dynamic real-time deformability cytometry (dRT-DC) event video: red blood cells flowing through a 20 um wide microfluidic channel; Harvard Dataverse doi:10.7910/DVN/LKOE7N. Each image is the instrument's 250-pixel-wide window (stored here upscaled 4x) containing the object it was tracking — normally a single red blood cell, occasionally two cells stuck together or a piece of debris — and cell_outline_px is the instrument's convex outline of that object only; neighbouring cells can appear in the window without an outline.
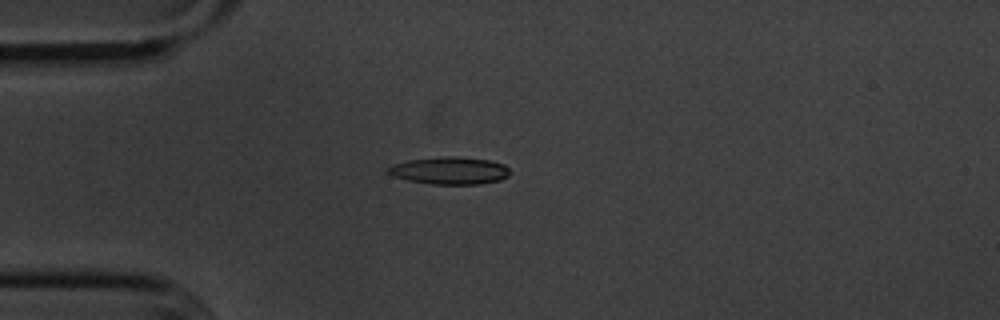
{"species": "common noctule bat (a hibernating species)", "species_latin": "Nyctalus noctula", "temperature_condition": "cold", "stored_images_in_passage": 7, "camera_frame_rate_fps": 3000, "um_per_image_px": 0.085, "animal": {"sex": "male", "body_mass_g": 20.1, "forearm_length_mm": 53.5}, "frame": {"image": 1, "passage_image": 4, "time_ms": 3.333, "image_size_px": [1000, 320], "cell_outline_px": [[508, 176], [500, 180], [476, 184], [432, 184], [408, 180], [392, 176], [384, 172], [384, 168], [392, 164], [408, 160], [444, 156], [456, 156], [488, 160], [504, 164], [508, 168]], "centroid_in_image_um": [38.14, 14.49], "position_along_channel_um": 46.9, "area_um2": 19.54}}
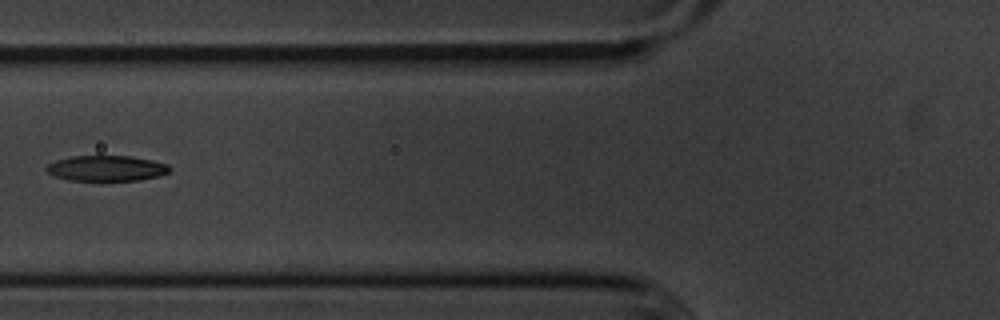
{"frame": {"image": 2, "passage_image": 6, "time_ms": 5.667, "image_size_px": [1000, 320], "cell_outline_px": [[172, 168], [168, 172], [156, 176], [140, 180], [68, 180], [56, 176], [48, 172], [44, 168], [48, 164], [56, 160], [72, 156], [128, 156], [152, 160], [168, 164]], "centroid_in_image_um": [9.04, 14.3], "position_along_channel_um": 116.8, "area_um2": 18.15}}
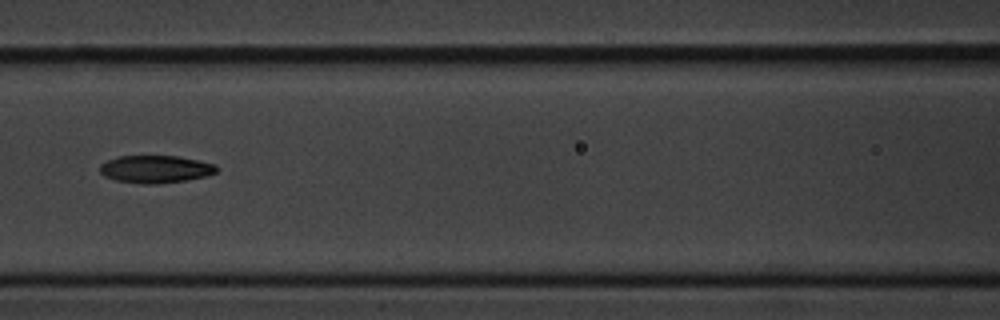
{"frame": {"image": 3, "passage_image": 7, "time_ms": 6.667, "image_size_px": [1000, 320], "cell_outline_px": [[216, 172], [204, 176], [184, 180], [156, 184], [140, 184], [116, 180], [104, 176], [100, 172], [100, 164], [108, 160], [120, 156], [176, 156], [216, 164]], "centroid_in_image_um": [13.17, 14.38], "position_along_channel_um": 153.4, "area_um2": 18.5}}